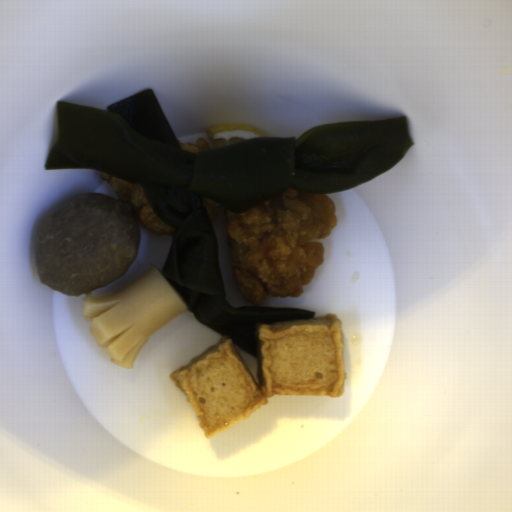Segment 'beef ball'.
Returning a JSON list of instances; mask_svg holds the SVG:
<instances>
[{"label":"beef ball","instance_id":"c3f7d807","mask_svg":"<svg viewBox=\"0 0 512 512\" xmlns=\"http://www.w3.org/2000/svg\"><path fill=\"white\" fill-rule=\"evenodd\" d=\"M140 240L128 205L100 191L80 193L38 222L39 281L74 297L94 291L127 274Z\"/></svg>","mask_w":512,"mask_h":512}]
</instances>
